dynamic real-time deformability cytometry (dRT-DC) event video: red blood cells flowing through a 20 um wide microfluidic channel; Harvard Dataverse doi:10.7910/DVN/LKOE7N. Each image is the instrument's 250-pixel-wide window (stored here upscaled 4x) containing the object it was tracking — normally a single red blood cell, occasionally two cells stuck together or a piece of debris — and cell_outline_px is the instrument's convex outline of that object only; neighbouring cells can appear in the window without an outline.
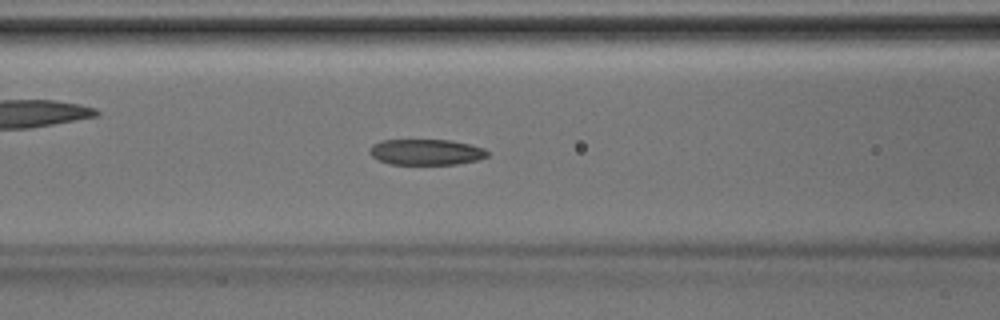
{"species": "Egyptian fruit bat (a non-hibernating species)", "species_latin": "Rousettus aegyptiacus", "temperature_condition": "room temperature", "stored_images_in_passage": 35, "camera_frame_rate_fps": 3000, "um_per_image_px": 0.085, "animal": {"sex": "male"}, "frame": {"image": 1, "passage_image": 11, "time_ms": 3.333, "image_size_px": [1000, 320], "cell_outline_px": [[488, 156], [476, 160], [456, 164], [388, 164], [376, 160], [368, 152], [368, 148], [372, 144], [380, 140], [448, 140], [468, 144], [484, 148], [488, 152]], "centroid_in_image_um": [36.14, 12.92], "position_along_channel_um": 130.5, "area_um2": 17.8}}